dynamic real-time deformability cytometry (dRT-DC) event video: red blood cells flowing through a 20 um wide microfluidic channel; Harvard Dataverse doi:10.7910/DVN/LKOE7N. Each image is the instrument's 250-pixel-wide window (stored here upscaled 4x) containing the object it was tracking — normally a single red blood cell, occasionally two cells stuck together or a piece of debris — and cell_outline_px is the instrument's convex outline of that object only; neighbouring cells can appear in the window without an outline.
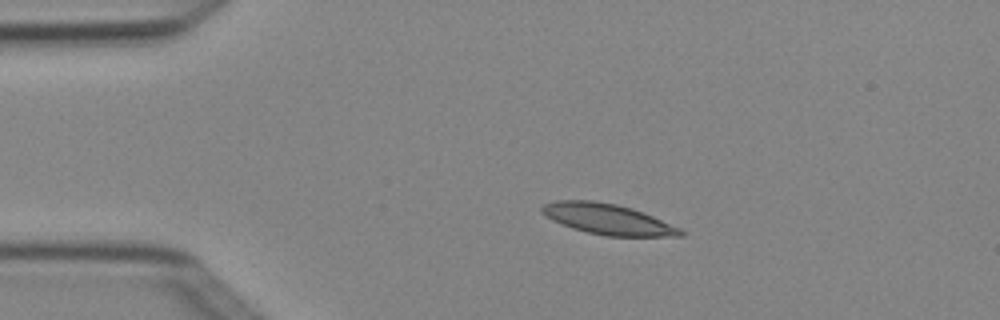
{"species": "Egyptian fruit bat (a non-hibernating species)", "species_latin": "Rousettus aegyptiacus", "temperature_condition": "cold", "stored_images_in_passage": 4, "camera_frame_rate_fps": 3000, "um_per_image_px": 0.085, "animal": {"sex": "female"}, "frame": {"image": 1, "passage_image": 3, "time_ms": 0.667, "image_size_px": [1000, 320], "cell_outline_px": [[684, 236], [608, 236], [588, 232], [572, 228], [552, 220], [540, 212], [540, 208], [544, 204], [556, 200], [592, 200], [616, 204], [632, 208], [644, 212], [680, 228], [684, 232]], "centroid_in_image_um": [51.64, 18.62], "position_along_channel_um": 33.4, "area_um2": 24.68}}